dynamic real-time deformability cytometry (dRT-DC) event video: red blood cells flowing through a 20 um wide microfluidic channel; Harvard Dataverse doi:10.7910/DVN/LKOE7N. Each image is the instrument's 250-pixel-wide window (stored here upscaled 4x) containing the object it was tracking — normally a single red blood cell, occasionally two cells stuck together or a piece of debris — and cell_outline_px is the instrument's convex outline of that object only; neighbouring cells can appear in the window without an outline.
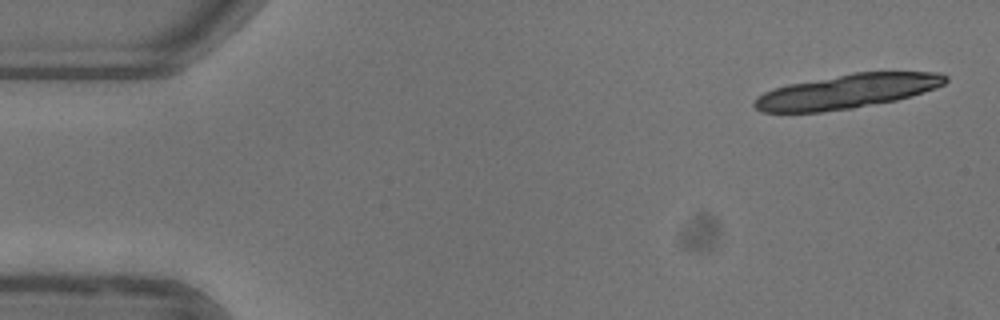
{"species": "common noctule bat (a hibernating species)", "species_latin": "Nyctalus noctula", "temperature_condition": "warm", "stored_images_in_passage": 12, "camera_frame_rate_fps": 3000, "um_per_image_px": 0.085, "animal": {"sex": "female"}, "frame": {"image": 1, "passage_image": 2, "time_ms": 0.333, "image_size_px": [1000, 320], "cell_outline_px": [[948, 80], [944, 84], [936, 88], [896, 100], [852, 108], [820, 112], [764, 112], [756, 108], [752, 104], [756, 96], [764, 92], [788, 84], [856, 72], [940, 72], [948, 76]], "centroid_in_image_um": [72.01, 7.76], "position_along_channel_um": 13.0, "area_um2": 37.86}}